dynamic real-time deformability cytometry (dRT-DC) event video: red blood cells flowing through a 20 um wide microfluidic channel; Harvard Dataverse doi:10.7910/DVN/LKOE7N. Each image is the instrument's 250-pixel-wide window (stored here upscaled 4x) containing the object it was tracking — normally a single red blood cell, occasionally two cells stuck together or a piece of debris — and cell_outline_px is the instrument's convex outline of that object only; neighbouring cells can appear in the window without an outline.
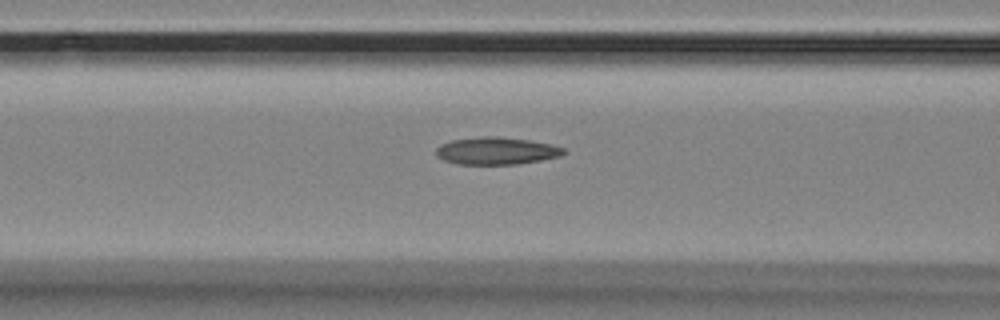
{"species": "Egyptian fruit bat (a non-hibernating species)", "species_latin": "Rousettus aegyptiacus", "temperature_condition": "room temperature", "stored_images_in_passage": 45, "camera_frame_rate_fps": 3000, "um_per_image_px": 0.085, "animal": {"sex": "female"}, "frame": {"image": 1, "passage_image": 14, "time_ms": 4.333, "image_size_px": [1000, 320], "cell_outline_px": [[564, 152], [560, 156], [540, 160], [516, 164], [460, 164], [444, 160], [436, 156], [436, 148], [440, 144], [452, 140], [480, 136], [496, 136], [528, 140], [552, 144], [564, 148]], "centroid_in_image_um": [42.16, 12.81], "position_along_channel_um": 124.4, "area_um2": 20.23}}
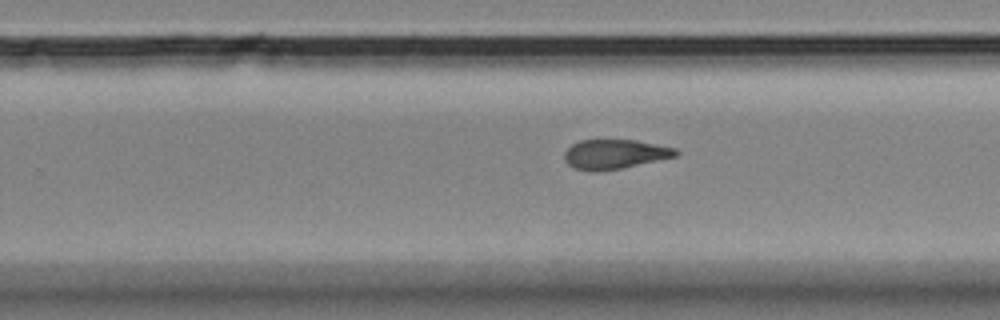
{"frame": {"image": 2, "passage_image": 27, "time_ms": 8.667, "image_size_px": [1000, 320], "cell_outline_px": [[680, 152], [676, 156], [620, 168], [592, 172], [576, 168], [568, 164], [564, 160], [564, 152], [572, 144], [580, 140], [636, 140], [676, 148]], "centroid_in_image_um": [52.23, 13.09], "position_along_channel_um": 277.6, "area_um2": 18.96}}
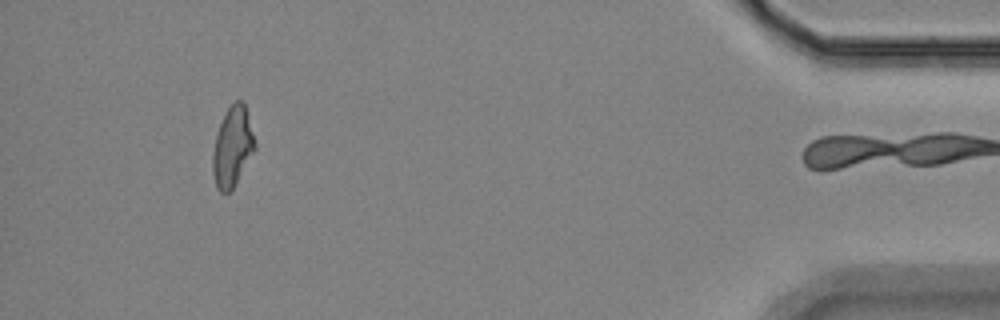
{"frame": {"image": 3, "passage_image": 44, "time_ms": 14.333, "image_size_px": [1000, 320], "cell_outline_px": [[256, 148], [232, 188], [228, 192], [220, 192], [216, 188], [212, 172], [212, 152], [216, 136], [220, 124], [228, 108], [236, 100], [244, 100], [256, 144]], "centroid_in_image_um": [19.75, 12.46], "position_along_channel_um": 415.4, "area_um2": 19.42}, "authors_computed_cell_mechanics": {"area_um2": 19.941, "velocity_mm_per_s": 3.5344, "shape_relaxation_time_tau1_ms": 8.2354, "shape_relaxation_time_tau2_ms": 2.4338, "deformation_change_tau1": 0.1875, "deformation_change_tau2": 0.1054}}